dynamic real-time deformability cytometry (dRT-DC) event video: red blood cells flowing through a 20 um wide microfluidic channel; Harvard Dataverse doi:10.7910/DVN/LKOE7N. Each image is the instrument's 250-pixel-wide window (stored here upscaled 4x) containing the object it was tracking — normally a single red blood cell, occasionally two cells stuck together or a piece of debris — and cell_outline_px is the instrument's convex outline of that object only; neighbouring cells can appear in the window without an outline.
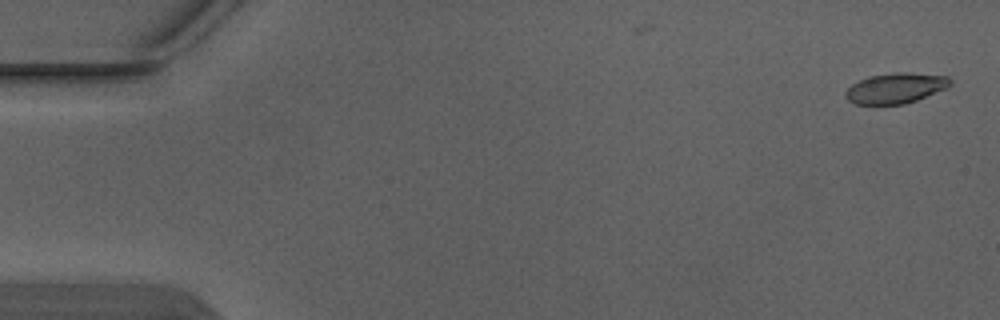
{"species": "Egyptian fruit bat (a non-hibernating species)", "species_latin": "Rousettus aegyptiacus", "temperature_condition": "warm", "stored_images_in_passage": 5, "camera_frame_rate_fps": 3000, "um_per_image_px": 0.085, "animal": {"sex": "male"}, "frame": {"image": 1, "passage_image": 1, "time_ms": 0.0, "image_size_px": [1000, 320], "cell_outline_px": [[952, 84], [948, 88], [916, 100], [904, 104], [856, 104], [848, 100], [844, 96], [844, 92], [852, 84], [868, 76], [896, 72], [908, 72], [948, 76], [952, 80]], "centroid_in_image_um": [76.15, 7.48], "position_along_channel_um": 8.9, "area_um2": 18.67}}
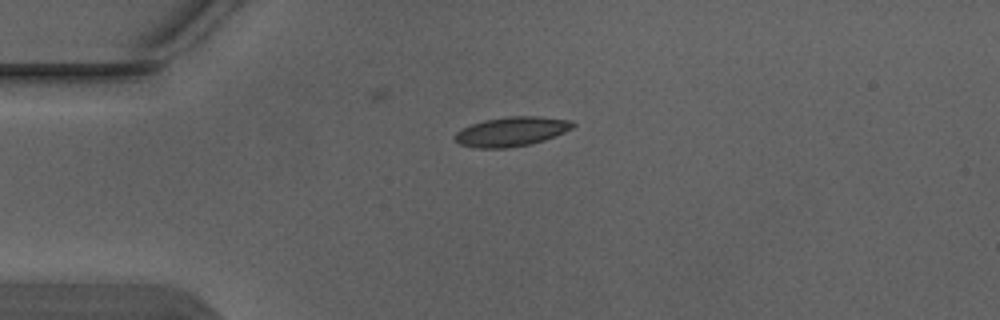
{"frame": {"image": 2, "passage_image": 4, "time_ms": 1.0, "image_size_px": [1000, 320], "cell_outline_px": [[576, 124], [572, 128], [556, 136], [544, 140], [528, 144], [504, 148], [480, 148], [460, 144], [456, 140], [456, 132], [472, 124], [484, 120], [508, 116], [536, 116], [572, 120]], "centroid_in_image_um": [43.52, 11.17], "position_along_channel_um": 41.5, "area_um2": 19.94}}